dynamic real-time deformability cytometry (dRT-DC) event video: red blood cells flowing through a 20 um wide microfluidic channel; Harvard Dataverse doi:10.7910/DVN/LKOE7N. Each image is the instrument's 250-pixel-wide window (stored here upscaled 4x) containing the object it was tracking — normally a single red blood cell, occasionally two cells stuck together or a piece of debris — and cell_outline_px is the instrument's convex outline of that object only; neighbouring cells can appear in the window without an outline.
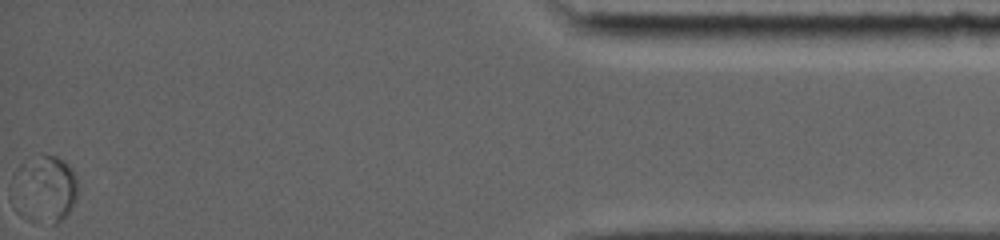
{"species": "common noctule bat (a hibernating species)", "species_latin": "Nyctalus noctula", "temperature_condition": "room temperature", "stored_images_in_passage": 36, "segment_of_instrument_passage": [2, 2], "camera_frame_rate_fps": 5000, "um_per_image_px": 0.085, "animal": {"sex": "female", "body_mass_g": 19.0, "forearm_length_mm": 56.7}, "frame": {"image": 1, "passage_image": 36, "time_ms": 13.0, "image_size_px": [1000, 240], "cell_outline_px": [[76, 196], [68, 212], [56, 224], [44, 184], [40, 168], [44, 156], [56, 156], [64, 160], [68, 164], [76, 180]], "centroid_in_image_um": [4.98, 15.75], "position_along_channel_um": 430.2, "area_um2": 11.5}}